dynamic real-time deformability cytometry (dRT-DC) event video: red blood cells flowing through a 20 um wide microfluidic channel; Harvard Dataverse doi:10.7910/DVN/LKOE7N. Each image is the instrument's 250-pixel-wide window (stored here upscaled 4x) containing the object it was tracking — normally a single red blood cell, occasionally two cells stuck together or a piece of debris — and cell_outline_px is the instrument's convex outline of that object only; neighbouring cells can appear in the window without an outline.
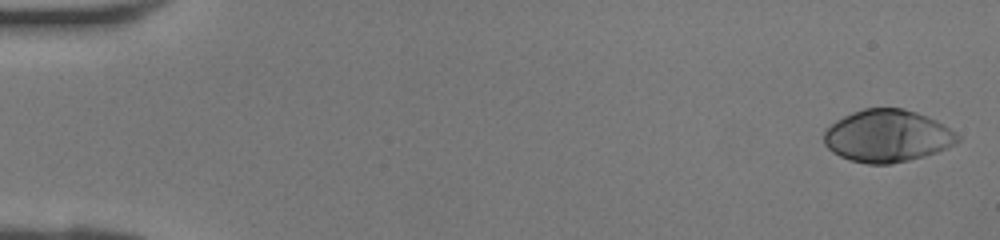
{"species": "human", "species_latin": "Homo sapiens", "temperature_condition": "room temperature", "stored_images_in_passage": 41, "camera_frame_rate_fps": 3000, "um_per_image_px": 0.085, "donor": {"sex": "female"}, "frame": {"image": 1, "passage_image": 1, "time_ms": 0.0, "image_size_px": [1000, 240], "cell_outline_px": [[960, 140], [948, 148], [924, 156], [892, 164], [868, 164], [848, 160], [832, 152], [824, 144], [824, 132], [836, 120], [852, 112], [864, 108], [904, 108], [916, 112], [936, 120], [944, 124], [956, 132], [960, 136]], "centroid_in_image_um": [75.43, 11.56], "position_along_channel_um": 9.6, "area_um2": 40.86}}
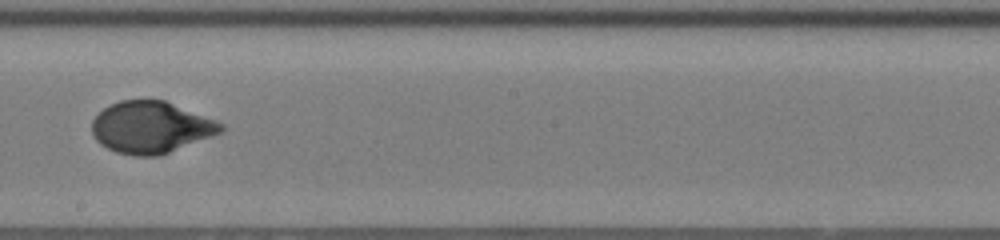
{"frame": {"image": 2, "passage_image": 24, "time_ms": 7.667, "image_size_px": [1000, 240], "cell_outline_px": [[224, 132], [160, 156], [136, 156], [116, 152], [100, 144], [92, 136], [92, 120], [104, 108], [120, 100], [164, 100], [216, 120], [224, 124]], "centroid_in_image_um": [12.85, 10.84], "position_along_channel_um": 235.4, "area_um2": 39.02}}
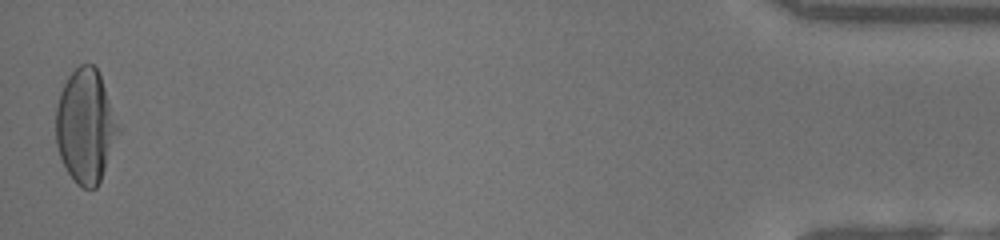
{"frame": {"image": 3, "passage_image": 41, "time_ms": 13.333, "image_size_px": [1000, 240], "cell_outline_px": [[120, 132], [100, 180], [96, 188], [84, 188], [76, 184], [68, 172], [60, 156], [56, 144], [56, 104], [60, 92], [68, 76], [80, 64], [92, 64], [96, 68], [100, 76], [120, 128]], "centroid_in_image_um": [7.26, 10.73], "position_along_channel_um": 427.9, "area_um2": 40.98}}